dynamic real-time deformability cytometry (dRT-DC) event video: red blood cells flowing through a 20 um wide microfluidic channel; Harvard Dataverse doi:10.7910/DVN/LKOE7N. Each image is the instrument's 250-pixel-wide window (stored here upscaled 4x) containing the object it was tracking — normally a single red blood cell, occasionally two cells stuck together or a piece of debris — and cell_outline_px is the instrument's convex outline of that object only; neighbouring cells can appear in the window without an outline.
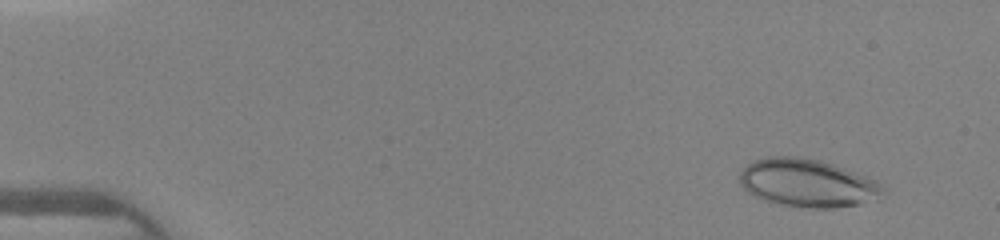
{"species": "human", "species_latin": "Homo sapiens", "temperature_condition": "warm", "stored_images_in_passage": 45, "camera_frame_rate_fps": 3000, "um_per_image_px": 0.085, "donor": {"sex": "female"}, "frame": {"image": 1, "passage_image": 3, "time_ms": 0.667, "image_size_px": [1000, 240], "cell_outline_px": [[884, 192], [860, 204], [832, 208], [808, 208], [780, 204], [764, 200], [748, 192], [740, 184], [740, 172], [748, 164], [756, 160], [768, 156], [796, 156], [820, 160], [844, 168], [876, 180], [884, 188]], "centroid_in_image_um": [68.59, 15.55], "position_along_channel_um": 16.4, "area_um2": 39.59}}
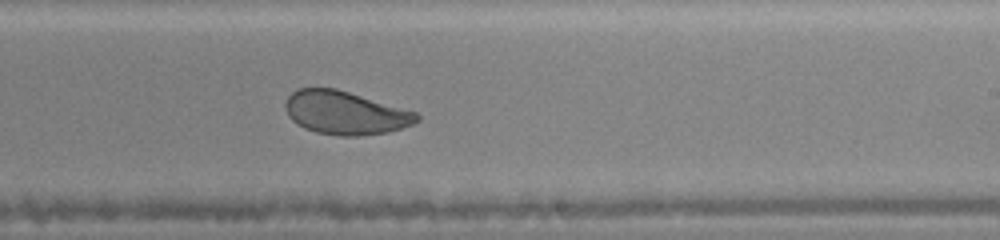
{"frame": {"image": 2, "passage_image": 28, "time_ms": 9.0, "image_size_px": [1000, 240], "cell_outline_px": [[420, 120], [412, 124], [388, 132], [356, 136], [340, 136], [316, 132], [304, 128], [296, 124], [288, 116], [284, 104], [288, 96], [296, 88], [336, 88], [416, 112], [420, 116]], "centroid_in_image_um": [29.31, 9.59], "position_along_channel_um": 259.7, "area_um2": 33.12}}
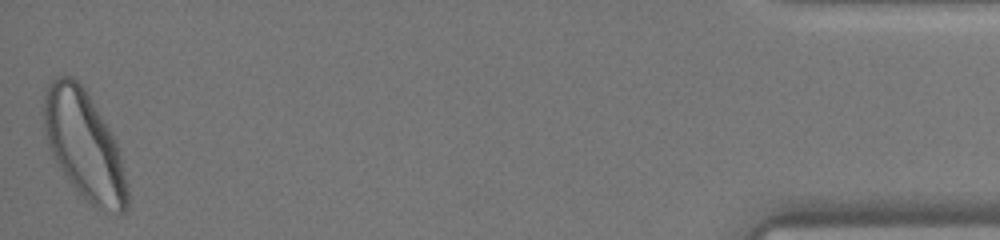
{"frame": {"image": 3, "passage_image": 45, "time_ms": 14.667, "image_size_px": [1000, 240], "cell_outline_px": [[128, 208], [124, 212], [116, 212], [100, 208], [92, 204], [76, 192], [52, 156], [44, 132], [40, 112], [44, 96], [48, 84], [56, 76], [72, 76], [84, 88], [116, 140], [120, 152], [128, 192]], "centroid_in_image_um": [7.11, 12.32], "position_along_channel_um": 428.1, "area_um2": 52.77}}